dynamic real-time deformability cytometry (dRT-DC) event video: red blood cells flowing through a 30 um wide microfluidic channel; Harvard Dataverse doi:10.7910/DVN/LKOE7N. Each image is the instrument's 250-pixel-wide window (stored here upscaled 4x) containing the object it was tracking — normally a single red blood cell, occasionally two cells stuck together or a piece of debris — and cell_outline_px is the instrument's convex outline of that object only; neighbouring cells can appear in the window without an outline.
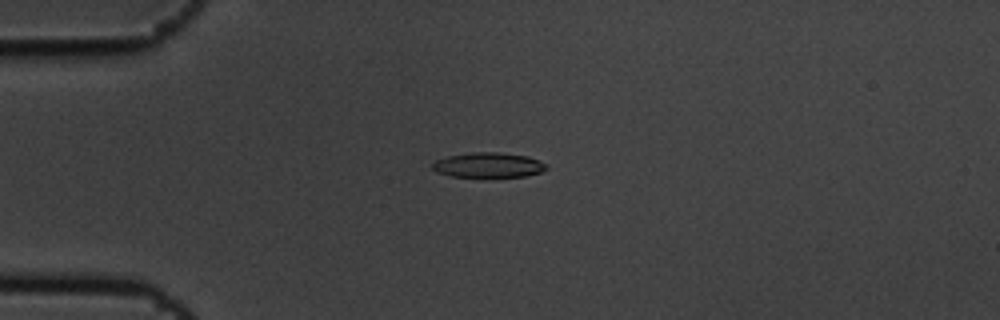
{"species": "common noctule bat (a hibernating species)", "species_latin": "Nyctalus noctula", "temperature_condition": "cold", "stored_images_in_passage": 4, "camera_frame_rate_fps": 3000, "um_per_image_px": 0.085, "animal": {"sex": "male", "body_mass_g": 19.5, "forearm_length_mm": 54.6}, "frame": {"image": 1, "passage_image": 1, "time_ms": 0.0, "image_size_px": [1000, 320], "cell_outline_px": [[548, 168], [540, 172], [524, 176], [448, 176], [436, 172], [432, 168], [432, 164], [436, 160], [448, 156], [472, 152], [500, 152], [528, 156], [540, 160], [548, 164]], "centroid_in_image_um": [41.53, 14.01], "position_along_channel_um": 43.5, "area_um2": 16.53}}
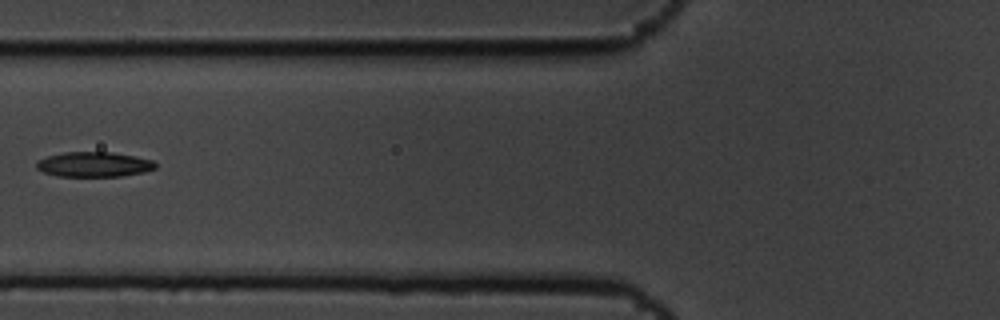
{"frame": {"image": 2, "passage_image": 3, "time_ms": 0.667, "image_size_px": [1000, 320], "cell_outline_px": [[156, 168], [144, 172], [120, 176], [56, 176], [44, 172], [36, 168], [36, 160], [48, 156], [64, 152], [112, 152], [152, 160], [156, 164]], "centroid_in_image_um": [7.95, 13.97], "position_along_channel_um": 117.8, "area_um2": 17.22}}
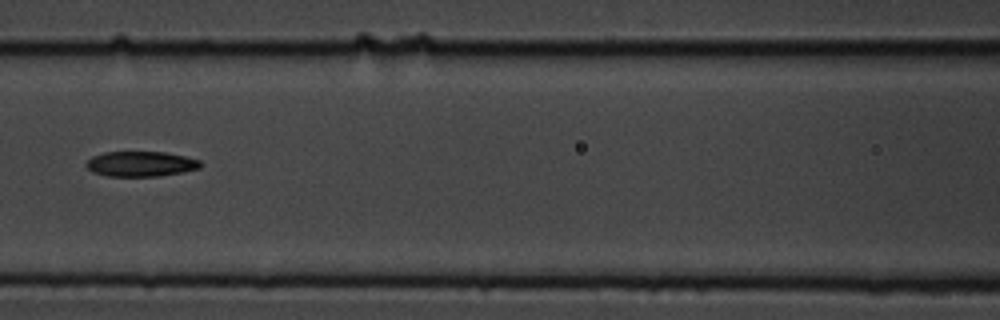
{"frame": {"image": 3, "passage_image": 4, "time_ms": 1.0, "image_size_px": [1000, 320], "cell_outline_px": [[200, 168], [184, 172], [160, 176], [108, 176], [92, 172], [84, 164], [92, 156], [104, 152], [164, 152], [184, 156], [200, 160]], "centroid_in_image_um": [11.95, 13.93], "position_along_channel_um": 154.7, "area_um2": 16.76}}